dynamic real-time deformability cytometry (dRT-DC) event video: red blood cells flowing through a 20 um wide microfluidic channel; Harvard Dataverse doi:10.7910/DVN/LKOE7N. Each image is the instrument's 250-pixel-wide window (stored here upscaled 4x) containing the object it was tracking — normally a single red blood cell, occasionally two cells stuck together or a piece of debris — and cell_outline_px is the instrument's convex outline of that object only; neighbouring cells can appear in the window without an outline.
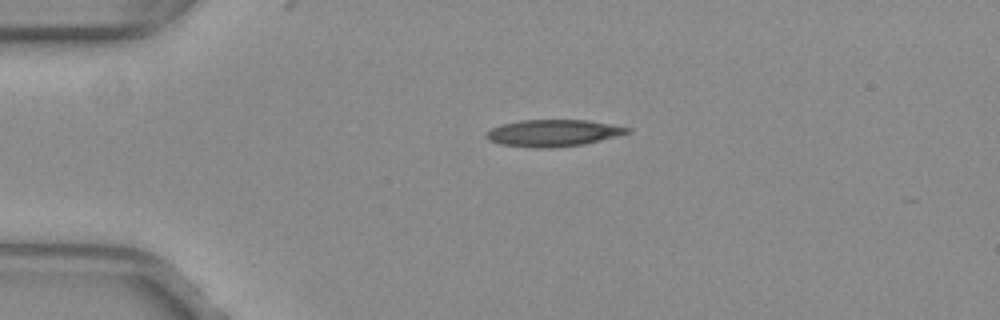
{"species": "common noctule bat (a hibernating species)", "species_latin": "Nyctalus noctula", "temperature_condition": "warm", "stored_images_in_passage": 35, "camera_frame_rate_fps": 3000, "um_per_image_px": 0.085, "animal": {"sex": "female", "body_mass_g": 29.2, "forearm_length_mm": 56.3}, "frame": {"image": 1, "passage_image": 1, "time_ms": 0.0, "image_size_px": [1000, 320], "cell_outline_px": [[632, 132], [584, 144], [548, 148], [536, 148], [500, 144], [488, 140], [484, 136], [484, 132], [500, 124], [520, 120], [588, 120], [632, 128]], "centroid_in_image_um": [46.98, 11.3], "position_along_channel_um": 38.0, "area_um2": 22.14}}
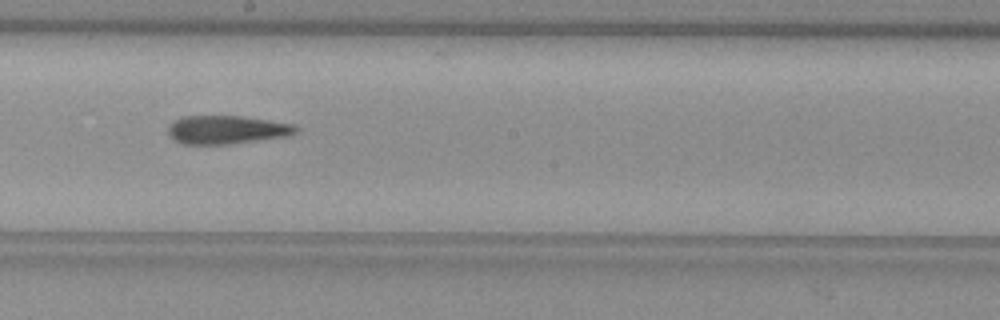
{"frame": {"image": 2, "passage_image": 18, "time_ms": 5.667, "image_size_px": [1000, 320], "cell_outline_px": [[300, 132], [284, 136], [228, 144], [184, 144], [176, 140], [168, 132], [168, 128], [172, 120], [184, 116], [240, 116], [296, 124], [300, 128]], "centroid_in_image_um": [19.3, 11.01], "position_along_channel_um": 228.9, "area_um2": 21.04}}
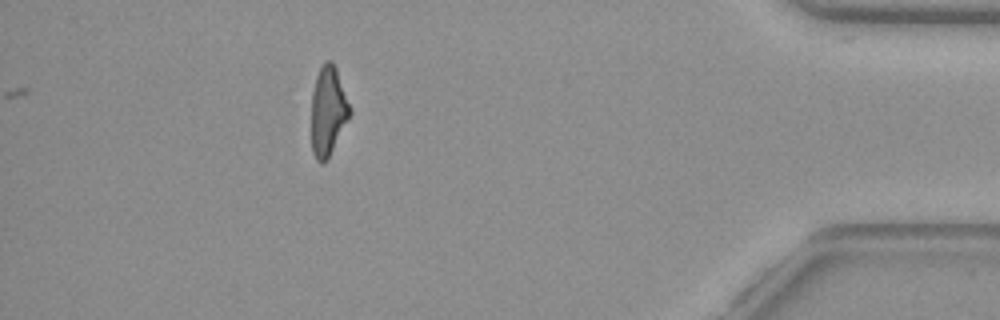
{"frame": {"image": 3, "passage_image": 35, "time_ms": 11.333, "image_size_px": [1000, 320], "cell_outline_px": [[352, 112], [328, 160], [320, 164], [316, 160], [312, 152], [312, 92], [316, 76], [324, 60], [332, 60], [336, 68]], "centroid_in_image_um": [27.88, 9.46], "position_along_channel_um": 407.3, "area_um2": 20.06}, "authors_computed_cell_mechanics": {"area_um2": 21.5594, "velocity_mm_per_s": 4.054, "shape_relaxation_time_tau1_ms": null, "shape_relaxation_time_tau2_ms": 4.3395, "deformation_change_tau1": null, "deformation_change_tau2": 0.1794}}